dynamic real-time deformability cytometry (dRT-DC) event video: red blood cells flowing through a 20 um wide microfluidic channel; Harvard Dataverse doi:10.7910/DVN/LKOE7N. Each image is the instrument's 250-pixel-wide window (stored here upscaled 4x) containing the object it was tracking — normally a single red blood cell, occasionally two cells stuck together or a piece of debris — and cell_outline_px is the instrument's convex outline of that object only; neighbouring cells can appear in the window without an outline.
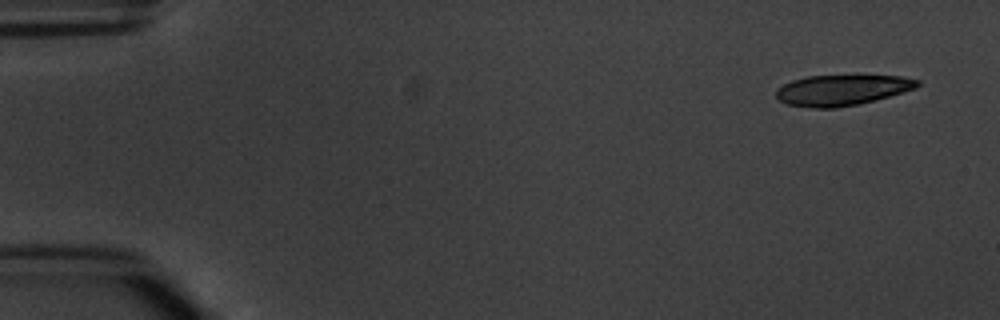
{"species": "common noctule bat (a hibernating species)", "species_latin": "Nyctalus noctula", "temperature_condition": "warm", "stored_images_in_passage": 4, "camera_frame_rate_fps": 3000, "um_per_image_px": 0.085, "animal": {"sex": "male", "body_mass_g": 20.1, "forearm_length_mm": 53.5}, "frame": {"image": 1, "passage_image": 1, "time_ms": 0.0, "image_size_px": [1000, 320], "cell_outline_px": [[920, 84], [916, 88], [888, 96], [856, 104], [836, 108], [816, 108], [784, 104], [776, 96], [776, 88], [792, 80], [808, 76], [900, 76], [920, 80]], "centroid_in_image_um": [71.52, 7.66], "position_along_channel_um": 13.5, "area_um2": 24.91}}